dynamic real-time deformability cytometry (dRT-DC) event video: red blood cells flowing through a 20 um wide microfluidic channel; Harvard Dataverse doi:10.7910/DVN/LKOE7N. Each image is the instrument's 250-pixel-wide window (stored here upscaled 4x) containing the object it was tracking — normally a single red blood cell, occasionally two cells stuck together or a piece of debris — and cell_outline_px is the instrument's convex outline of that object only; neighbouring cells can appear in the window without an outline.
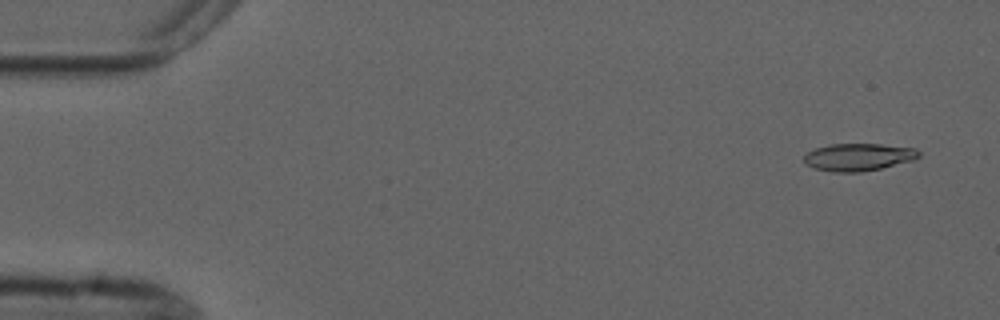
{"species": "common noctule bat (a hibernating species)", "species_latin": "Nyctalus noctula", "temperature_condition": "cold", "stored_images_in_passage": 8, "camera_frame_rate_fps": 3000, "um_per_image_px": 0.085, "animal": {"sex": "male", "forearm_length_mm": 52.5}, "frame": {"image": 1, "passage_image": 1, "time_ms": 0.0, "image_size_px": [1000, 320], "cell_outline_px": [[920, 156], [912, 160], [880, 168], [860, 172], [832, 172], [812, 168], [804, 164], [804, 156], [808, 152], [816, 148], [832, 144], [880, 144], [916, 148], [920, 152]], "centroid_in_image_um": [72.94, 13.35], "position_along_channel_um": 12.1, "area_um2": 18.32}}
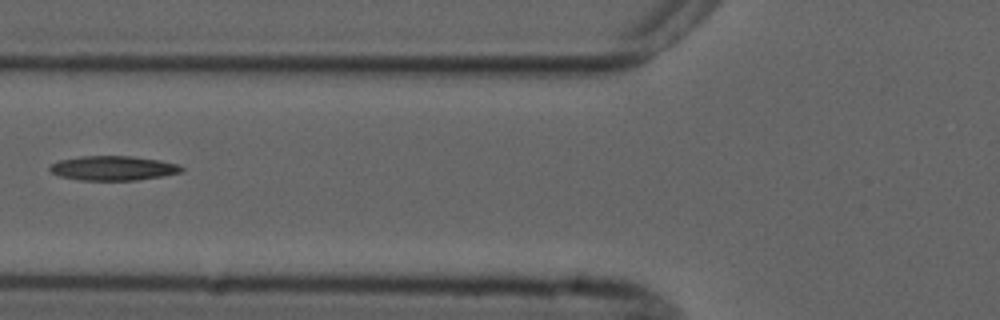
{"frame": {"image": 2, "passage_image": 6, "time_ms": 6.0, "image_size_px": [1000, 320], "cell_outline_px": [[184, 172], [164, 176], [136, 180], [80, 180], [60, 176], [52, 172], [48, 168], [52, 164], [60, 160], [80, 156], [132, 156], [160, 160], [176, 164], [184, 168]], "centroid_in_image_um": [9.65, 14.29], "position_along_channel_um": 116.1, "area_um2": 18.79}}
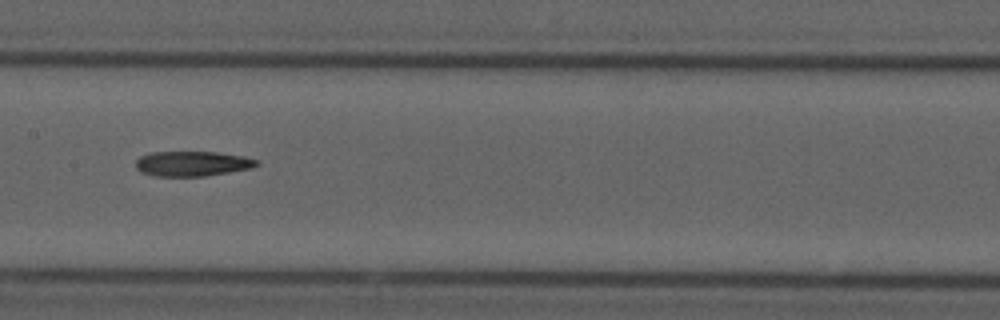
{"frame": {"image": 3, "passage_image": 8, "time_ms": 8.0, "image_size_px": [1000, 320], "cell_outline_px": [[260, 164], [252, 168], [204, 176], [152, 176], [140, 172], [136, 168], [136, 160], [140, 156], [152, 152], [216, 152], [244, 156], [260, 160]], "centroid_in_image_um": [16.35, 13.91], "position_along_channel_um": 191.0, "area_um2": 17.74}}